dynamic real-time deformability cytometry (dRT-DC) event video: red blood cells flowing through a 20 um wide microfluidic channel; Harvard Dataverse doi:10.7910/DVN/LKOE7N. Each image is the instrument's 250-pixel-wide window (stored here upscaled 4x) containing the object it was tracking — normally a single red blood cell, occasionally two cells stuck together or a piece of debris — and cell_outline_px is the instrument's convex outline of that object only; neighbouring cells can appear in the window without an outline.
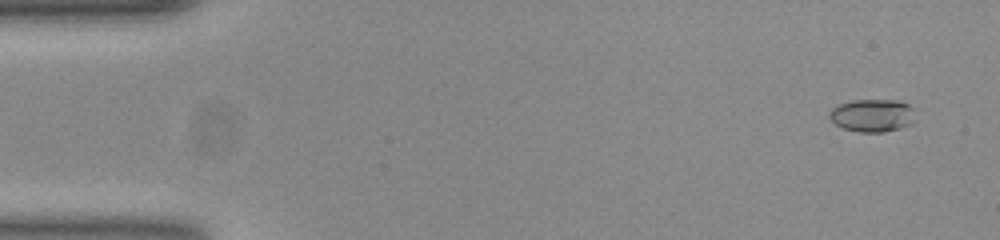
{"species": "common noctule bat (a hibernating species)", "species_latin": "Nyctalus noctula", "temperature_condition": "room temperature", "stored_images_in_passage": 52, "camera_frame_rate_fps": 3000, "um_per_image_px": 0.085, "animal": {"sex": "female", "body_mass_g": 23.0, "forearm_length_mm": 53.4}, "frame": {"image": 1, "passage_image": 2, "time_ms": 0.333, "image_size_px": [1000, 240], "cell_outline_px": [[916, 108], [912, 124], [900, 128], [884, 132], [860, 132], [844, 128], [836, 124], [828, 116], [828, 112], [832, 108], [840, 104], [852, 100], [900, 100]], "centroid_in_image_um": [74.19, 9.8], "position_along_channel_um": 10.8, "area_um2": 16.59}}
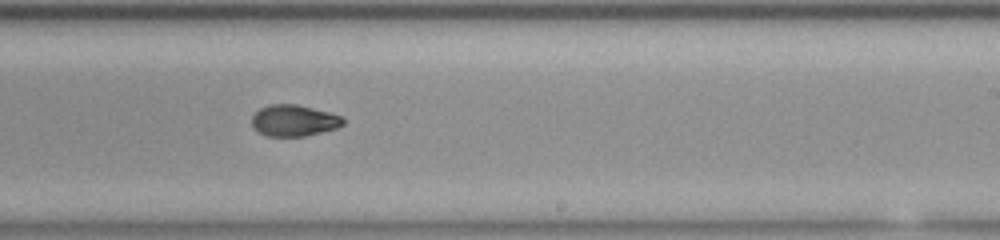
{"frame": {"image": 2, "passage_image": 31, "time_ms": 10.0, "image_size_px": [1000, 240], "cell_outline_px": [[344, 124], [336, 128], [304, 136], [268, 136], [260, 132], [252, 124], [252, 116], [260, 108], [268, 104], [296, 104], [344, 116]], "centroid_in_image_um": [25.0, 10.23], "position_along_channel_um": 264.0, "area_um2": 16.53}}
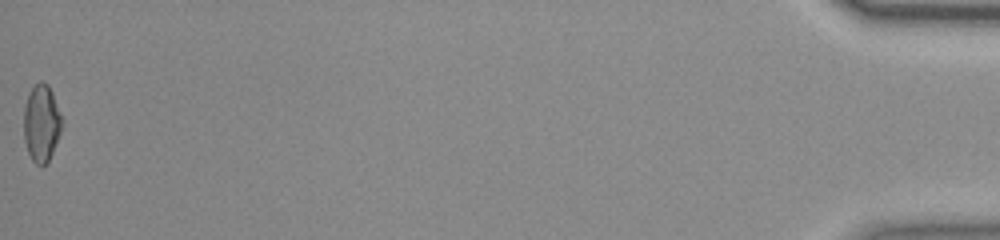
{"frame": {"image": 3, "passage_image": 52, "time_ms": 17.0, "image_size_px": [1000, 240], "cell_outline_px": [[64, 124], [52, 152], [48, 160], [44, 164], [36, 164], [32, 160], [28, 152], [24, 140], [24, 108], [28, 92], [40, 80], [48, 84], [52, 92], [64, 120]], "centroid_in_image_um": [3.54, 10.43], "position_along_channel_um": 431.7, "area_um2": 17.22}, "authors_computed_cell_mechanics": {"area_um2": 16.9932, "velocity_mm_per_s": 3.886, "shape_relaxation_time_tau1_ms": 7.1927, "shape_relaxation_time_tau2_ms": 2.8499, "deformation_change_tau1": 0.1903, "deformation_change_tau2": 0.0664}}